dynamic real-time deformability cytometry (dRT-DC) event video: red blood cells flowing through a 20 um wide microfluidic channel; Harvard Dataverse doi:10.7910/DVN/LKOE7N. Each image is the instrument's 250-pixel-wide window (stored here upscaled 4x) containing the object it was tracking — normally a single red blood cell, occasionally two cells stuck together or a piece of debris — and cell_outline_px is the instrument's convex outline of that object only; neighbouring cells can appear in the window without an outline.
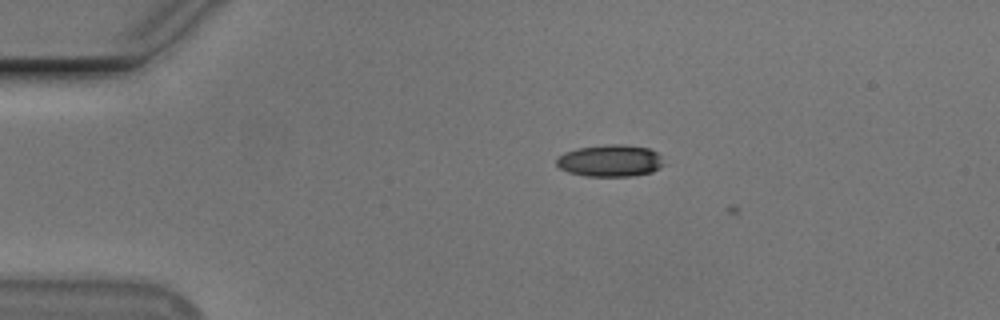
{"species": "Egyptian fruit bat (a non-hibernating species)", "species_latin": "Rousettus aegyptiacus", "temperature_condition": "cold", "stored_images_in_passage": 2, "camera_frame_rate_fps": 3000, "um_per_image_px": 0.085, "animal": {"sex": "male"}, "frame": {"image": 1, "passage_image": 1, "time_ms": 0.0, "image_size_px": [1000, 320], "cell_outline_px": [[664, 164], [660, 168], [652, 172], [632, 176], [584, 176], [568, 172], [560, 168], [556, 164], [556, 160], [564, 152], [576, 148], [608, 144], [624, 144], [648, 148], [656, 152], [660, 156]], "centroid_in_image_um": [51.86, 13.66], "position_along_channel_um": 33.1, "area_um2": 20.06}}